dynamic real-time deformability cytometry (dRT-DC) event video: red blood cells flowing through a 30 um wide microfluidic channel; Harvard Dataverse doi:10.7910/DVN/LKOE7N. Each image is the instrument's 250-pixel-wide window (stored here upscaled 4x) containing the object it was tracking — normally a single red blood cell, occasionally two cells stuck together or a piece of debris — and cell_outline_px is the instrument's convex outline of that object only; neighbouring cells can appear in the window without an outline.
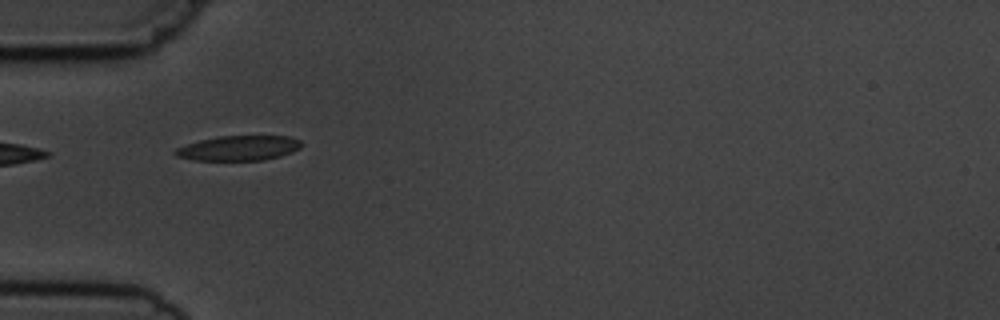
{"species": "common noctule bat (a hibernating species)", "species_latin": "Nyctalus noctula", "temperature_condition": "cold", "stored_images_in_passage": 5, "camera_frame_rate_fps": 3000, "um_per_image_px": 0.085, "animal": {"sex": "male", "body_mass_g": 19.5, "forearm_length_mm": 54.6}, "frame": {"image": 1, "passage_image": 4, "time_ms": 3.667, "image_size_px": [1000, 320], "cell_outline_px": [[304, 144], [300, 148], [292, 152], [280, 156], [264, 160], [196, 160], [176, 156], [172, 152], [176, 148], [200, 140], [216, 136], [288, 136], [300, 140]], "centroid_in_image_um": [20.31, 12.58], "position_along_channel_um": 64.7, "area_um2": 18.32}}
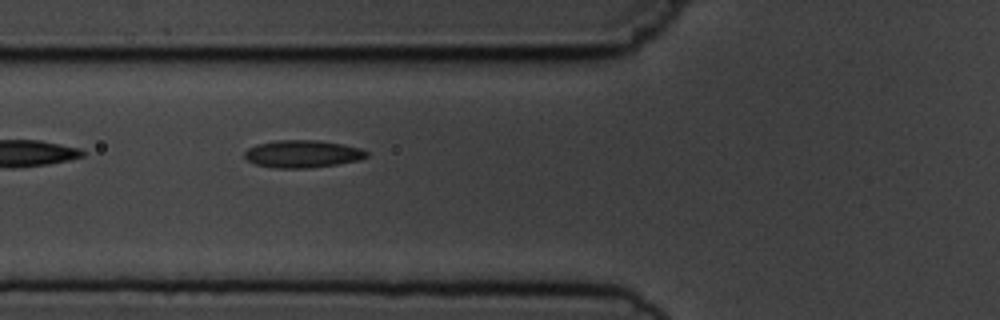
{"frame": {"image": 2, "passage_image": 5, "time_ms": 4.667, "image_size_px": [1000, 320], "cell_outline_px": [[368, 156], [360, 160], [336, 164], [308, 168], [276, 168], [256, 164], [248, 160], [244, 156], [244, 152], [248, 148], [256, 144], [276, 140], [316, 140], [344, 144], [360, 148], [368, 152]], "centroid_in_image_um": [25.72, 13.07], "position_along_channel_um": 100.1, "area_um2": 19.54}}